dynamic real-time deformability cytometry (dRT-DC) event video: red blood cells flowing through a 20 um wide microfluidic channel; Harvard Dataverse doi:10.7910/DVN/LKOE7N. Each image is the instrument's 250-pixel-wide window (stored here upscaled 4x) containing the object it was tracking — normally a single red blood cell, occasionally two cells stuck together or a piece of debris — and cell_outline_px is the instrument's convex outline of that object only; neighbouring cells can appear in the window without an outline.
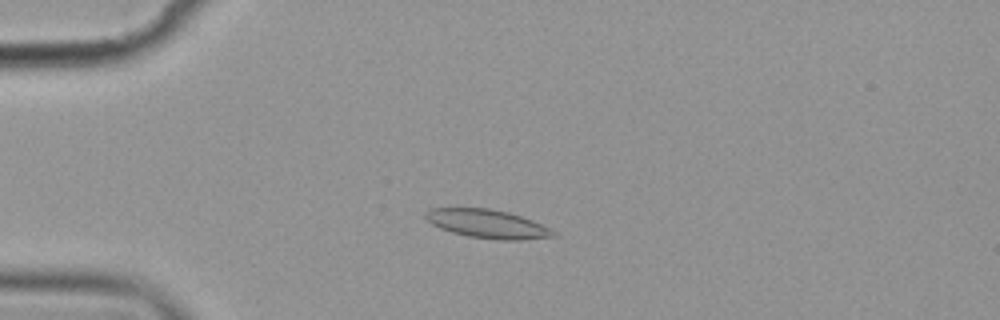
{"species": "common noctule bat (a hibernating species)", "species_latin": "Nyctalus noctula", "temperature_condition": "cold", "stored_images_in_passage": 6, "camera_frame_rate_fps": 3000, "um_per_image_px": 0.085, "animal": {"sex": "female", "body_mass_g": 19.9}, "frame": {"image": 1, "passage_image": 5, "time_ms": 4.667, "image_size_px": [1000, 320], "cell_outline_px": [[560, 236], [520, 240], [496, 240], [468, 236], [452, 232], [440, 228], [432, 224], [424, 216], [424, 212], [428, 208], [488, 208], [508, 212], [532, 220], [556, 232]], "centroid_in_image_um": [41.42, 19.03], "position_along_channel_um": 43.6, "area_um2": 21.33}}